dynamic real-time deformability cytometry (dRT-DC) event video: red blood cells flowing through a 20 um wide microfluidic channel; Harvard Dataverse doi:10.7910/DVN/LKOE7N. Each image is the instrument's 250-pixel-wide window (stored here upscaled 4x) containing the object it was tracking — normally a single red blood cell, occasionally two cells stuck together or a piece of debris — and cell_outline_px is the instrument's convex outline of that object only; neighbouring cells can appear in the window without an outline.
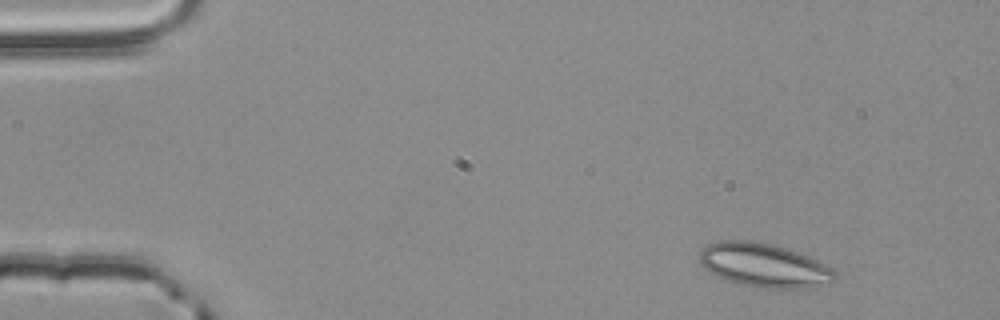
{"species": "common noctule bat (a hibernating species)", "species_latin": "Nyctalus noctula", "temperature_condition": "room temperature", "stored_images_in_passage": 4, "segment_of_instrument_passage": [1, 2], "camera_frame_rate_fps": 3000, "um_per_image_px": 0.085, "animal": {"sex": "male", "body_mass_g": 20.4}, "frame": {"image": 1, "passage_image": 1, "time_ms": 0.0, "image_size_px": [1000, 320], "cell_outline_px": [[836, 280], [828, 284], [808, 288], [760, 288], [736, 284], [724, 280], [704, 268], [700, 264], [700, 252], [708, 244], [720, 240], [756, 240], [788, 248], [800, 252], [836, 268]], "centroid_in_image_um": [64.99, 22.55], "position_along_channel_um": 20.0, "area_um2": 35.37}}